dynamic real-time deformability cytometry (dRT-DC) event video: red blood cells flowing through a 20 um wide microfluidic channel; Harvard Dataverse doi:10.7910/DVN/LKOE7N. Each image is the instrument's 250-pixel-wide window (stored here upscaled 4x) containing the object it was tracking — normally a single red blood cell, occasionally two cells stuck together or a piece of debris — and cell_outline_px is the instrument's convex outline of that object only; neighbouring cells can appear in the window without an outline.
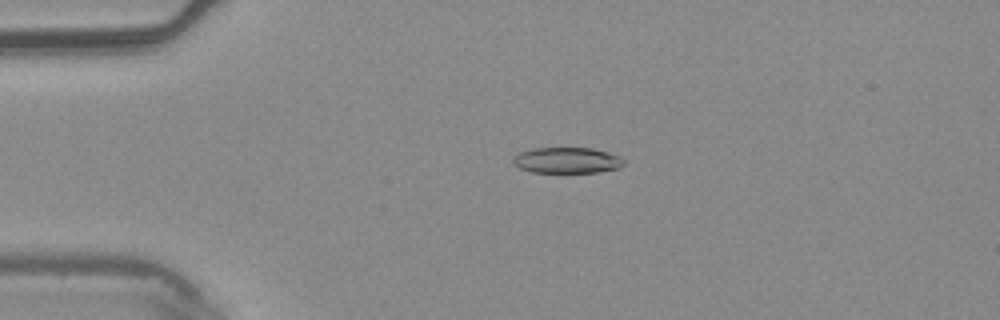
{"species": "common noctule bat (a hibernating species)", "species_latin": "Nyctalus noctula", "temperature_condition": "warm", "stored_images_in_passage": 4, "camera_frame_rate_fps": 3000, "um_per_image_px": 0.085, "animal": {"sex": "male", "body_mass_g": 20.4}, "frame": {"image": 1, "passage_image": 3, "time_ms": 0.667, "image_size_px": [1000, 320], "cell_outline_px": [[624, 164], [620, 168], [596, 172], [532, 172], [520, 168], [512, 164], [512, 156], [520, 152], [532, 148], [592, 148], [608, 152], [620, 156], [624, 160]], "centroid_in_image_um": [48.17, 13.62], "position_along_channel_um": 36.8, "area_um2": 16.82}}